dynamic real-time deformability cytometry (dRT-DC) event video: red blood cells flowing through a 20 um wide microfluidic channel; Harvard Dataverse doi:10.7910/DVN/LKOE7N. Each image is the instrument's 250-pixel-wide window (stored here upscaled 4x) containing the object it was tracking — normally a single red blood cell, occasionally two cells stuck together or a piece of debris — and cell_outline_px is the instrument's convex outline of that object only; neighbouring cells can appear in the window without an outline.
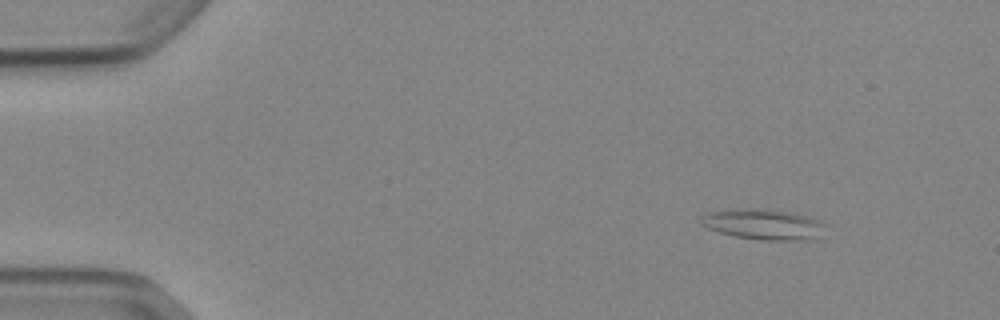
{"species": "Egyptian fruit bat (a non-hibernating species)", "species_latin": "Rousettus aegyptiacus", "temperature_condition": "cold", "stored_images_in_passage": 5, "camera_frame_rate_fps": 3000, "um_per_image_px": 0.085, "animal": {"sex": "female"}, "frame": {"image": 1, "passage_image": 2, "time_ms": 1.333, "image_size_px": [1000, 320], "cell_outline_px": [[828, 224], [816, 240], [760, 240], [736, 236], [720, 232], [708, 228], [700, 224], [700, 220], [704, 216], [712, 212], [792, 212], [820, 220]], "centroid_in_image_um": [65.05, 19.15], "position_along_channel_um": 19.9, "area_um2": 20.81}}